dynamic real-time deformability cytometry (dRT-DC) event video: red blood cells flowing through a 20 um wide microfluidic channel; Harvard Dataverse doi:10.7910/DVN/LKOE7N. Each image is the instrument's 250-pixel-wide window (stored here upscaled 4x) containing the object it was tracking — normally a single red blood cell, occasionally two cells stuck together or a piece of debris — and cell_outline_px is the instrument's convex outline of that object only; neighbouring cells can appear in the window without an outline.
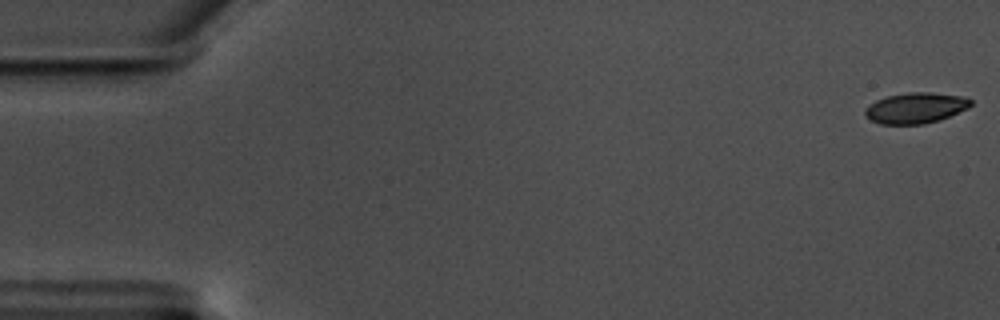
{"species": "common noctule bat (a hibernating species)", "species_latin": "Nyctalus noctula", "temperature_condition": "warm", "stored_images_in_passage": 58, "camera_frame_rate_fps": 3000, "um_per_image_px": 0.085, "animal": {"sex": "male", "body_mass_g": 17.5, "forearm_length_mm": 52.3}, "frame": {"image": 1, "passage_image": 1, "time_ms": 0.0, "image_size_px": [1000, 320], "cell_outline_px": [[972, 104], [968, 108], [940, 120], [924, 124], [880, 124], [864, 116], [864, 108], [868, 104], [876, 100], [888, 96], [908, 92], [928, 92], [964, 96], [972, 100]], "centroid_in_image_um": [77.81, 9.17], "position_along_channel_um": 7.2, "area_um2": 19.07}}
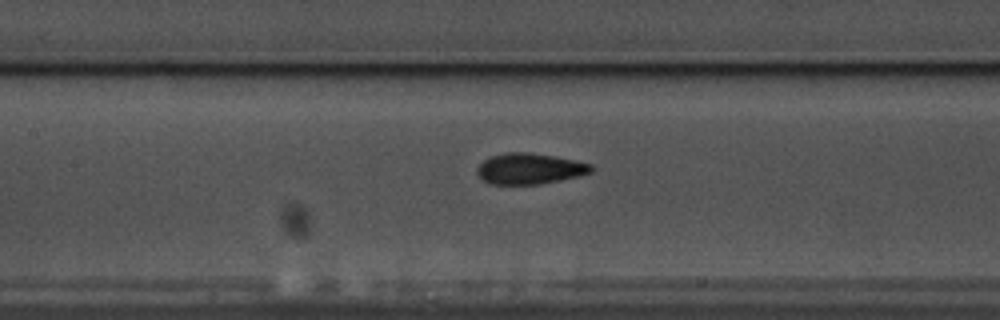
{"frame": {"image": 2, "passage_image": 27, "time_ms": 8.667, "image_size_px": [1000, 320], "cell_outline_px": [[592, 172], [560, 180], [540, 184], [488, 184], [476, 172], [476, 168], [484, 160], [492, 156], [504, 152], [528, 152], [552, 156], [592, 164]], "centroid_in_image_um": [44.98, 14.34], "position_along_channel_um": 162.4, "area_um2": 20.29}}
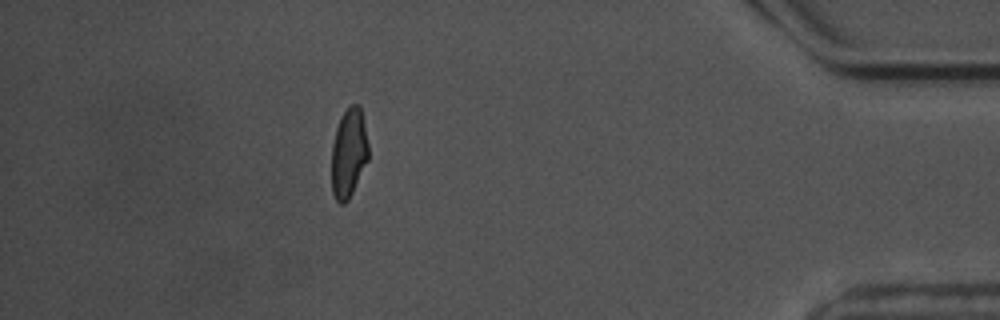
{"frame": {"image": 3, "passage_image": 52, "time_ms": 17.0, "image_size_px": [1000, 320], "cell_outline_px": [[368, 160], [348, 200], [344, 204], [340, 204], [336, 200], [332, 192], [332, 144], [336, 128], [340, 116], [352, 104], [360, 104], [368, 144]], "centroid_in_image_um": [29.63, 13.0], "position_along_channel_um": 405.6, "area_um2": 19.07}, "authors_computed_cell_mechanics": {"area_um2": 20.1144, "velocity_mm_per_s": 3.513, "shape_relaxation_time_tau1_ms": 4.4605, "shape_relaxation_time_tau2_ms": 0.8643, "deformation_change_tau1": 0.1765, "deformation_change_tau2": 0.0664}}